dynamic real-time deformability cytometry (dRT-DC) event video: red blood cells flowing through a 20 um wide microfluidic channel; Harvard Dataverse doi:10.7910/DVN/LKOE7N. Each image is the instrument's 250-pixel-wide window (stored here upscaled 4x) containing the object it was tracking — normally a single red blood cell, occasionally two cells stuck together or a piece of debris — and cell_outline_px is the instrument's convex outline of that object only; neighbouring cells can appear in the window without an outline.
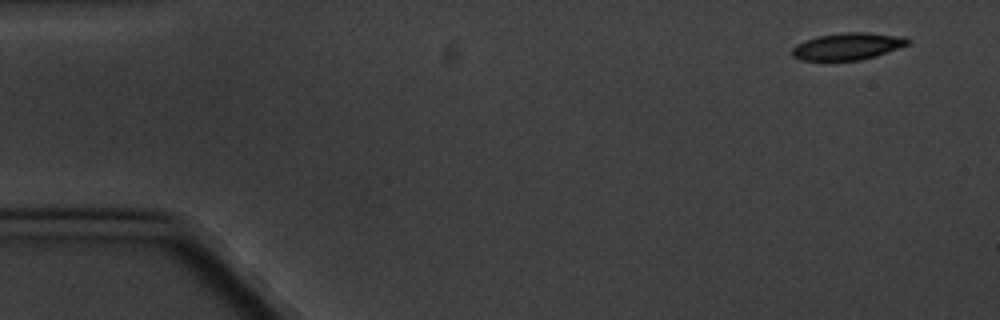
{"species": "common noctule bat (a hibernating species)", "species_latin": "Nyctalus noctula", "temperature_condition": "cold", "stored_images_in_passage": 4, "camera_frame_rate_fps": 3000, "um_per_image_px": 0.085, "animal": {"sex": "male", "body_mass_g": 20.1, "forearm_length_mm": 53.5}, "frame": {"image": 1, "passage_image": 1, "time_ms": 0.0, "image_size_px": [1000, 320], "cell_outline_px": [[908, 44], [876, 56], [860, 60], [800, 60], [792, 56], [792, 48], [796, 44], [804, 40], [816, 36], [844, 32], [868, 32], [904, 36], [908, 40]], "centroid_in_image_um": [72.01, 3.93], "position_along_channel_um": 13.0, "area_um2": 18.21}}
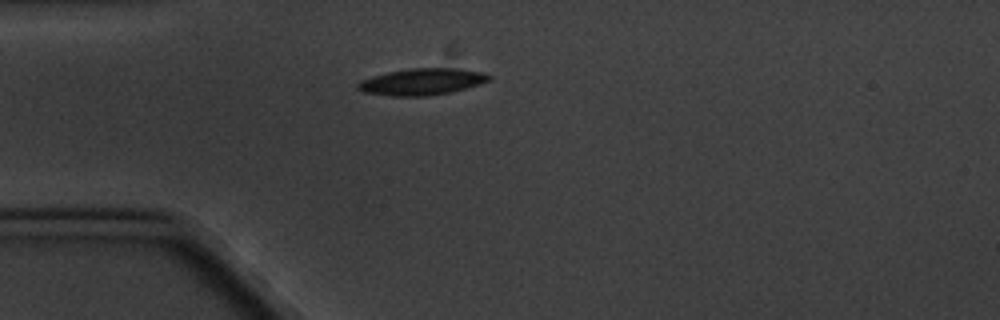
{"frame": {"image": 2, "passage_image": 4, "time_ms": 4.0, "image_size_px": [1000, 320], "cell_outline_px": [[492, 80], [480, 84], [452, 92], [428, 96], [392, 96], [364, 92], [356, 88], [356, 84], [360, 80], [372, 76], [388, 72], [408, 68], [456, 68], [484, 72], [492, 76]], "centroid_in_image_um": [35.89, 6.94], "position_along_channel_um": 49.1, "area_um2": 20.58}}